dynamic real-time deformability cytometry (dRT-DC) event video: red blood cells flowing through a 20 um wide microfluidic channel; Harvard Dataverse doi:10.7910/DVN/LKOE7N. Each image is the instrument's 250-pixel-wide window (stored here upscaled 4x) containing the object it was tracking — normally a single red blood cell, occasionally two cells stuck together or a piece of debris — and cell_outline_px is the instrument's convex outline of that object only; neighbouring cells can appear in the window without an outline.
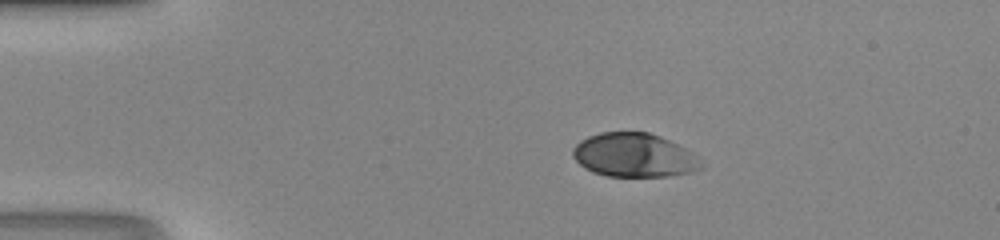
{"species": "human", "species_latin": "Homo sapiens", "temperature_condition": "room temperature", "stored_images_in_passage": 39, "camera_frame_rate_fps": 3000, "um_per_image_px": 0.085, "donor": {"sex": "male"}, "frame": {"image": 1, "passage_image": 1, "time_ms": 0.0, "image_size_px": [1000, 240], "cell_outline_px": [[704, 168], [692, 172], [668, 176], [608, 176], [592, 172], [584, 168], [572, 156], [572, 148], [580, 140], [588, 136], [600, 132], [648, 132], [660, 136], [692, 152], [704, 164]], "centroid_in_image_um": [53.89, 13.19], "position_along_channel_um": 31.1, "area_um2": 32.89}}
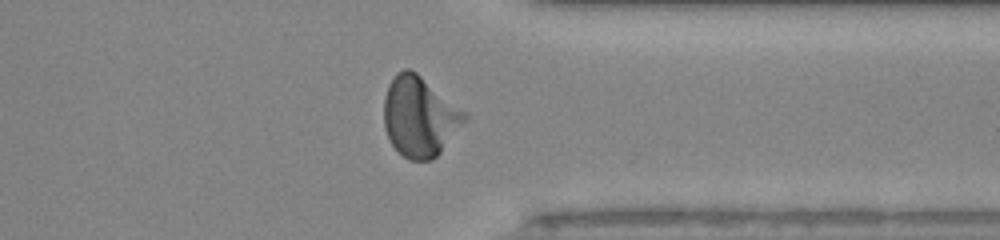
{"frame": {"image": 2, "passage_image": 29, "time_ms": 9.333, "image_size_px": [1000, 240], "cell_outline_px": [[468, 120], [440, 152], [432, 160], [408, 160], [392, 144], [384, 128], [384, 96], [388, 84], [396, 72], [404, 68], [408, 68], [416, 72], [468, 112]], "centroid_in_image_um": [35.69, 9.88], "position_along_channel_um": 375.7, "area_um2": 37.97}}
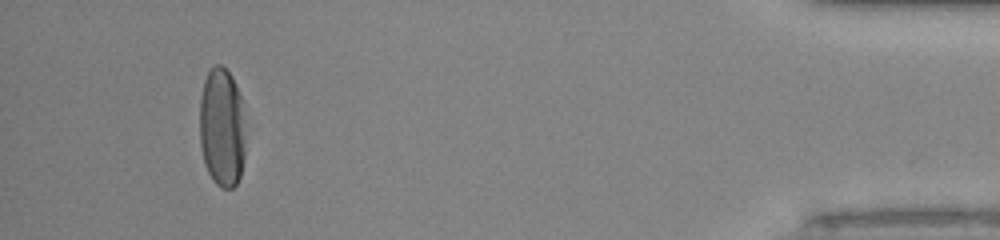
{"frame": {"image": 3, "passage_image": 36, "time_ms": 11.667, "image_size_px": [1000, 240], "cell_outline_px": [[244, 160], [240, 176], [236, 184], [232, 188], [220, 188], [212, 180], [204, 164], [200, 144], [200, 96], [204, 80], [208, 72], [216, 64], [220, 64], [232, 76], [236, 84], [240, 96], [244, 140]], "centroid_in_image_um": [18.84, 10.86], "position_along_channel_um": 416.4, "area_um2": 31.85}}